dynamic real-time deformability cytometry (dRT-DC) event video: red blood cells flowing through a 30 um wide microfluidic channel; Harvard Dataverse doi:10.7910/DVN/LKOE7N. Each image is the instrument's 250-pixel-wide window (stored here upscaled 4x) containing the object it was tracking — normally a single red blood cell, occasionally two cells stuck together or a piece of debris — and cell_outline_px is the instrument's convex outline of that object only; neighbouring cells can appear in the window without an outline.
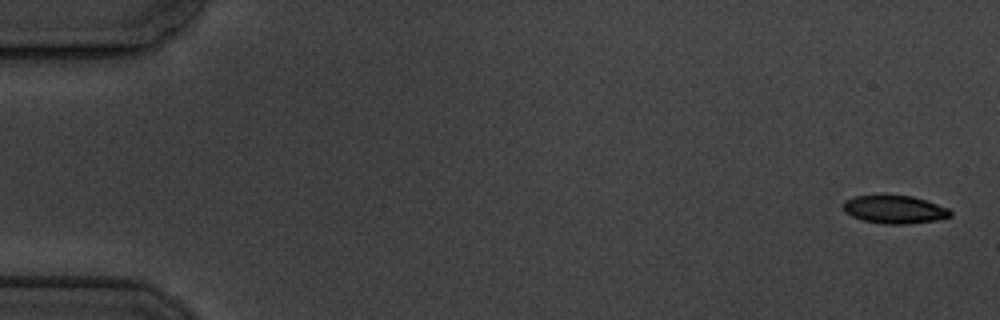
{"species": "common noctule bat (a hibernating species)", "species_latin": "Nyctalus noctula", "temperature_condition": "cold", "stored_images_in_passage": 5, "camera_frame_rate_fps": 3000, "um_per_image_px": 0.085, "animal": {"sex": "male", "body_mass_g": 19.5, "forearm_length_mm": 54.6}, "frame": {"image": 1, "passage_image": 1, "time_ms": 0.0, "image_size_px": [1000, 320], "cell_outline_px": [[952, 216], [936, 220], [908, 224], [884, 224], [864, 220], [852, 216], [844, 212], [844, 200], [856, 196], [880, 192], [884, 192], [912, 196], [948, 208], [952, 212]], "centroid_in_image_um": [76.0, 17.76], "position_along_channel_um": 9.0, "area_um2": 18.09}}
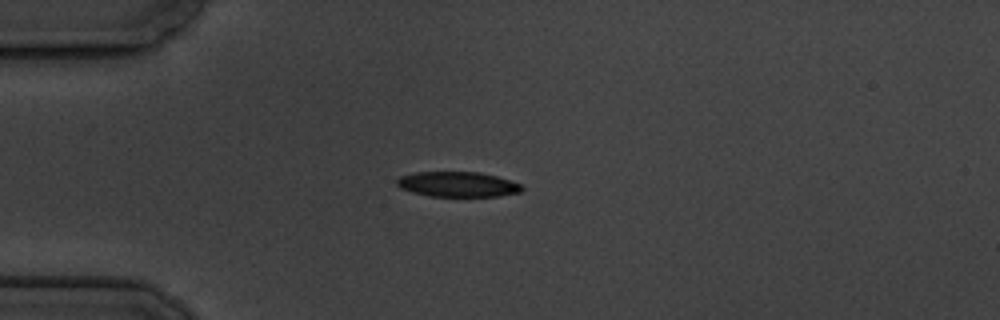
{"frame": {"image": 2, "passage_image": 5, "time_ms": 4.667, "image_size_px": [1000, 320], "cell_outline_px": [[524, 188], [520, 192], [500, 196], [428, 196], [412, 192], [400, 188], [396, 184], [396, 180], [400, 176], [416, 172], [480, 172], [496, 176], [520, 184]], "centroid_in_image_um": [38.88, 15.67], "position_along_channel_um": 46.1, "area_um2": 18.26}}